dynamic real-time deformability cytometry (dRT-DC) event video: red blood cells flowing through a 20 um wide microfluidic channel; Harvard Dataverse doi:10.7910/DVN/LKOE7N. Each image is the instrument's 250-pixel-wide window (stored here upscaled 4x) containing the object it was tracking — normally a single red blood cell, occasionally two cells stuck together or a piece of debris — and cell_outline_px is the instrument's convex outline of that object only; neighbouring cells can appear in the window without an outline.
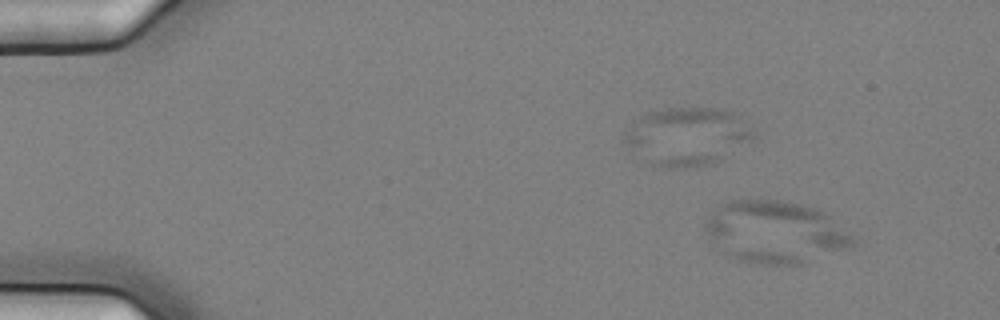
{"species": "common noctule bat (a hibernating species)", "species_latin": "Nyctalus noctula", "temperature_condition": "cold", "stored_images_in_passage": 6, "camera_frame_rate_fps": 3000, "um_per_image_px": 0.085, "animal": {"sex": "female", "body_mass_g": 25.1}, "frame": {"image": 1, "passage_image": 3, "time_ms": 0.667, "image_size_px": [1000, 320], "cell_outline_px": [[856, 244], [800, 264], [764, 264], [740, 260], [728, 256], [712, 240], [704, 228], [704, 224], [708, 216], [716, 204], [728, 200], [780, 200], [800, 204], [816, 208], [824, 212], [852, 236], [856, 240]], "centroid_in_image_um": [65.84, 19.69], "position_along_channel_um": 19.2, "area_um2": 52.94}}